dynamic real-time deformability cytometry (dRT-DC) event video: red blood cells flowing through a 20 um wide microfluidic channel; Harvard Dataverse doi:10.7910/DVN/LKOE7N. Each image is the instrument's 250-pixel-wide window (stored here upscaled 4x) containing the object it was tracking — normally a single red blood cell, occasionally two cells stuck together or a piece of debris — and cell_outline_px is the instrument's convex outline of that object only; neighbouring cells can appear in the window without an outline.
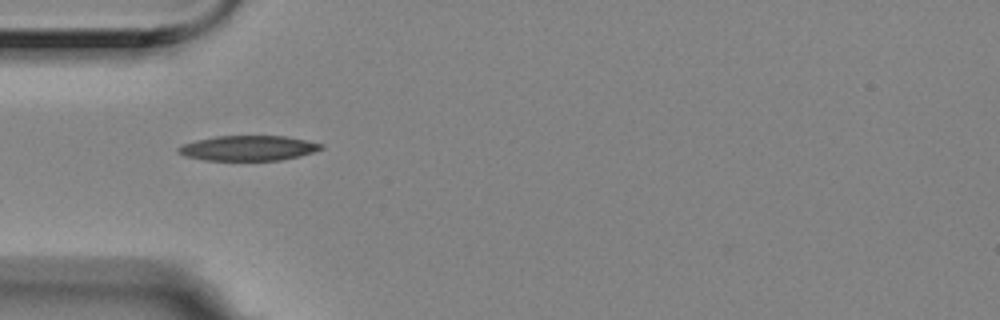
{"species": "Egyptian fruit bat (a non-hibernating species)", "species_latin": "Rousettus aegyptiacus", "temperature_condition": "room temperature", "stored_images_in_passage": 2, "camera_frame_rate_fps": 3000, "um_per_image_px": 0.085, "animal": {"sex": "female"}, "frame": {"image": 1, "passage_image": 1, "time_ms": 0.0, "image_size_px": [1000, 320], "cell_outline_px": [[324, 148], [300, 156], [280, 160], [204, 160], [184, 156], [176, 152], [176, 148], [184, 144], [196, 140], [216, 136], [284, 136], [324, 144]], "centroid_in_image_um": [21.07, 12.59], "position_along_channel_um": 63.9, "area_um2": 20.81}}
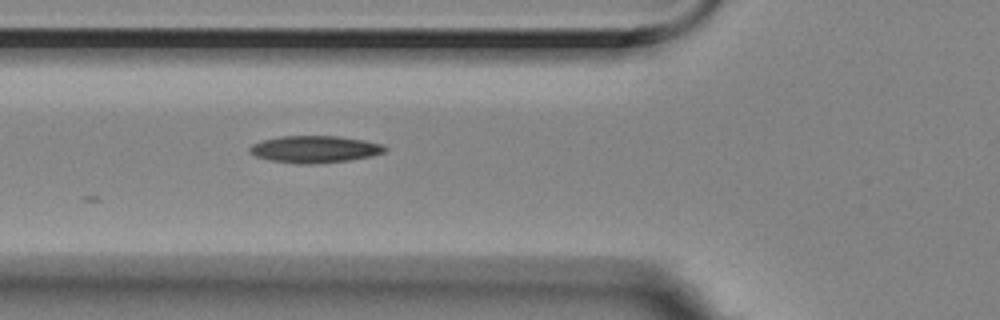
{"frame": {"image": 2, "passage_image": 2, "time_ms": 0.333, "image_size_px": [1000, 320], "cell_outline_px": [[388, 148], [384, 152], [372, 156], [348, 160], [312, 164], [296, 164], [268, 160], [256, 156], [248, 152], [248, 148], [252, 144], [264, 140], [280, 136], [340, 136], [364, 140], [384, 144]], "centroid_in_image_um": [26.75, 12.68], "position_along_channel_um": 99.0, "area_um2": 21.44}}